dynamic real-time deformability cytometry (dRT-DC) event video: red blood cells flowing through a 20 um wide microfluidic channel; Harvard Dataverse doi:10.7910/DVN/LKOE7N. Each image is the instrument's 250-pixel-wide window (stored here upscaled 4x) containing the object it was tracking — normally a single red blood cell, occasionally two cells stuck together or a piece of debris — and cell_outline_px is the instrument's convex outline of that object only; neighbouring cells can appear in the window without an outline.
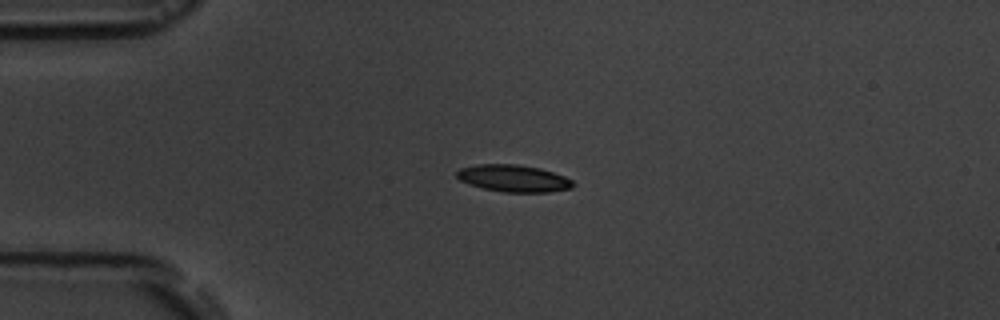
{"species": "common noctule bat (a hibernating species)", "species_latin": "Nyctalus noctula", "temperature_condition": "room temperature", "stored_images_in_passage": 5, "camera_frame_rate_fps": 3000, "um_per_image_px": 0.085, "animal": {"sex": "male", "body_mass_g": 19.5, "forearm_length_mm": 54.6}, "frame": {"image": 1, "passage_image": 3, "time_ms": 3.333, "image_size_px": [1000, 320], "cell_outline_px": [[576, 184], [572, 188], [548, 192], [504, 192], [484, 188], [468, 184], [460, 180], [456, 176], [456, 172], [460, 168], [476, 164], [516, 164], [540, 168], [564, 176], [572, 180]], "centroid_in_image_um": [43.65, 15.15], "position_along_channel_um": 41.4, "area_um2": 18.32}}
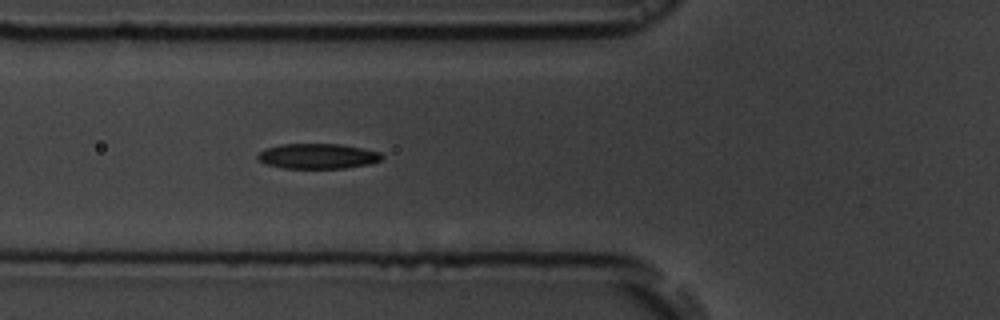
{"frame": {"image": 2, "passage_image": 5, "time_ms": 5.667, "image_size_px": [1000, 320], "cell_outline_px": [[384, 156], [380, 160], [368, 164], [344, 168], [284, 168], [268, 164], [260, 160], [256, 156], [264, 148], [280, 144], [340, 144], [364, 148], [380, 152]], "centroid_in_image_um": [27.02, 13.26], "position_along_channel_um": 98.8, "area_um2": 18.15}}